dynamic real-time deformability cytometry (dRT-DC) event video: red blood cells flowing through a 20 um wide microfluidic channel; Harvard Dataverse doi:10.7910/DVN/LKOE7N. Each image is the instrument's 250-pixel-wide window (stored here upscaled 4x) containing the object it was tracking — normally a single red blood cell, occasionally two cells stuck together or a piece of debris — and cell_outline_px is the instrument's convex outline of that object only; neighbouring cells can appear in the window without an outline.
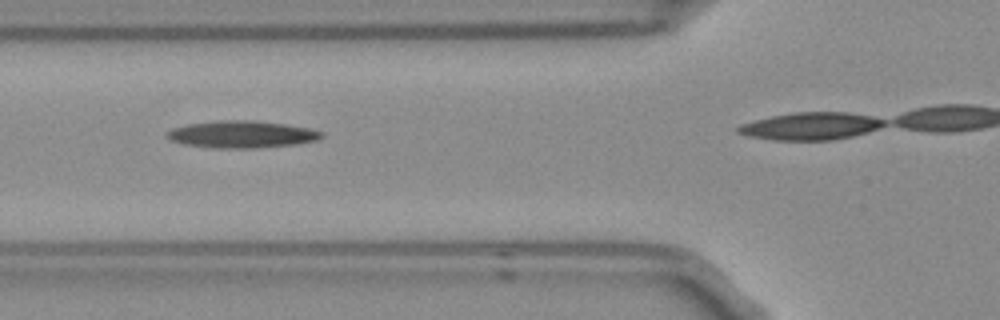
{"species": "Egyptian fruit bat (a non-hibernating species)", "species_latin": "Rousettus aegyptiacus", "temperature_condition": "room temperature", "stored_images_in_passage": 5, "camera_frame_rate_fps": 3000, "um_per_image_px": 0.085, "frame": {"image": 1, "passage_image": 4, "time_ms": 1.0, "image_size_px": [1000, 320], "cell_outline_px": [[324, 136], [316, 140], [296, 144], [256, 148], [208, 148], [184, 144], [172, 140], [164, 136], [172, 128], [188, 124], [220, 120], [252, 120], [284, 124], [308, 128], [324, 132]], "centroid_in_image_um": [20.54, 11.42], "position_along_channel_um": 105.3, "area_um2": 24.39}}